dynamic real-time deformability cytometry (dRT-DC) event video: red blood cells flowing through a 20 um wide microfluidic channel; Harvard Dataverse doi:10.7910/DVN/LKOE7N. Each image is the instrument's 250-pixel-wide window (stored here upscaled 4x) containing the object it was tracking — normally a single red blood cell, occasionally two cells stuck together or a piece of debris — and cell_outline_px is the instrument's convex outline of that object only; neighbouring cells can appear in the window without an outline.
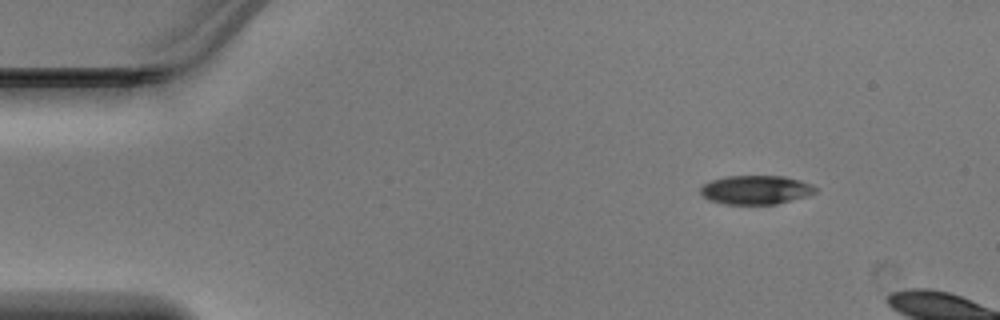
{"species": "Egyptian fruit bat (a non-hibernating species)", "species_latin": "Rousettus aegyptiacus", "temperature_condition": "warm", "stored_images_in_passage": 6, "camera_frame_rate_fps": 3000, "um_per_image_px": 0.085, "animal": {"sex": "male"}, "frame": {"image": 1, "passage_image": 1, "time_ms": 0.0, "image_size_px": [1000, 320], "cell_outline_px": [[820, 188], [816, 192], [808, 196], [776, 204], [724, 204], [708, 200], [700, 192], [700, 188], [704, 184], [712, 180], [724, 176], [784, 176], [800, 180], [812, 184]], "centroid_in_image_um": [64.28, 16.13], "position_along_channel_um": 20.7, "area_um2": 19.54}}